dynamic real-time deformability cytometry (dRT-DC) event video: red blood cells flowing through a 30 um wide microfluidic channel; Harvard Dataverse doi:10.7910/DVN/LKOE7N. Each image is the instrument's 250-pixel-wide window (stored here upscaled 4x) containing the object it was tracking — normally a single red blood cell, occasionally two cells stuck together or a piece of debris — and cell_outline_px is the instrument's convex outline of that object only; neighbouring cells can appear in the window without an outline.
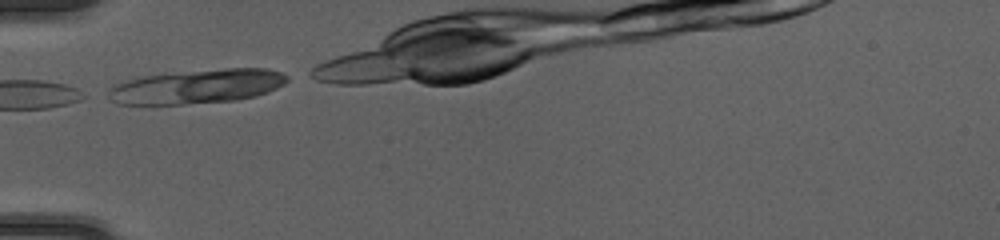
{"species": "common noctule bat (a hibernating species)", "species_latin": "Nyctalus noctula", "temperature_condition": "cold", "stored_images_in_passage": 5, "camera_frame_rate_fps": 3000, "um_per_image_px": 0.085, "animal": {"sex": "female", "body_mass_g": 20.0, "forearm_length_mm": 54.0}, "frame": {"image": 1, "passage_image": 1, "time_ms": 0.0, "image_size_px": [1000, 240], "cell_outline_px": [[288, 80], [284, 84], [268, 92], [256, 96], [236, 100], [184, 104], [116, 104], [104, 96], [116, 84], [140, 76], [224, 68], [264, 68], [280, 72], [288, 76]], "centroid_in_image_um": [16.74, 7.36], "position_along_channel_um": 68.3, "area_um2": 35.55}}